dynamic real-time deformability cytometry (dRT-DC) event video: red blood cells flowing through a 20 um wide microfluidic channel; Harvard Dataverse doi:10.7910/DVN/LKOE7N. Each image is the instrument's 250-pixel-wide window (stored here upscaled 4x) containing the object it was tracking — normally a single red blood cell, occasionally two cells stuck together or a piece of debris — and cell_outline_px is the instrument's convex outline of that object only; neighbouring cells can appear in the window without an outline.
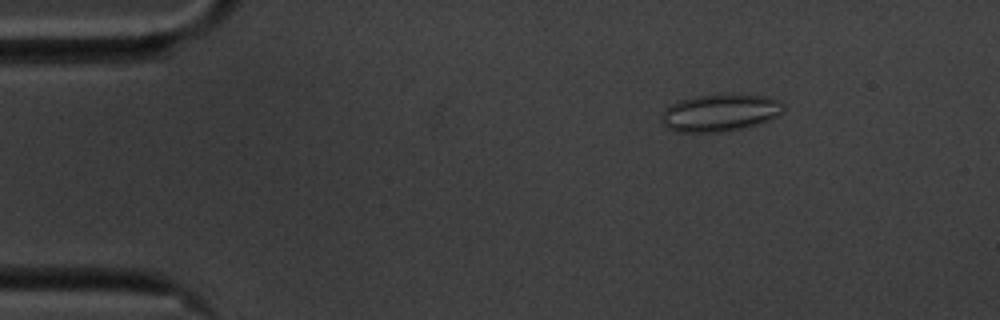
{"species": "common noctule bat (a hibernating species)", "species_latin": "Nyctalus noctula", "temperature_condition": "cold", "stored_images_in_passage": 51, "camera_frame_rate_fps": 3000, "um_per_image_px": 0.085, "animal": {"sex": "male", "body_mass_g": 20.1, "forearm_length_mm": 53.5}, "frame": {"image": 1, "passage_image": 2, "time_ms": 0.333, "image_size_px": [1000, 320], "cell_outline_px": [[784, 112], [768, 120], [756, 124], [740, 128], [720, 132], [676, 132], [668, 128], [660, 120], [664, 112], [672, 104], [680, 100], [696, 96], [724, 92], [768, 96], [780, 100], [784, 104]], "centroid_in_image_um": [61.24, 9.55], "position_along_channel_um": 23.8, "area_um2": 26.82}}
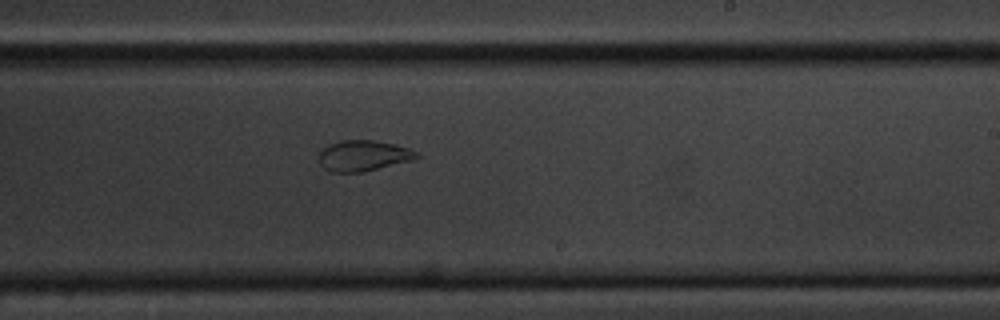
{"frame": {"image": 2, "passage_image": 28, "time_ms": 9.0, "image_size_px": [1000, 320], "cell_outline_px": [[420, 156], [412, 160], [364, 172], [332, 172], [324, 168], [320, 164], [320, 152], [328, 144], [340, 140], [372, 140], [396, 144], [420, 152]], "centroid_in_image_um": [30.91, 13.23], "position_along_channel_um": 258.1, "area_um2": 17.57}}
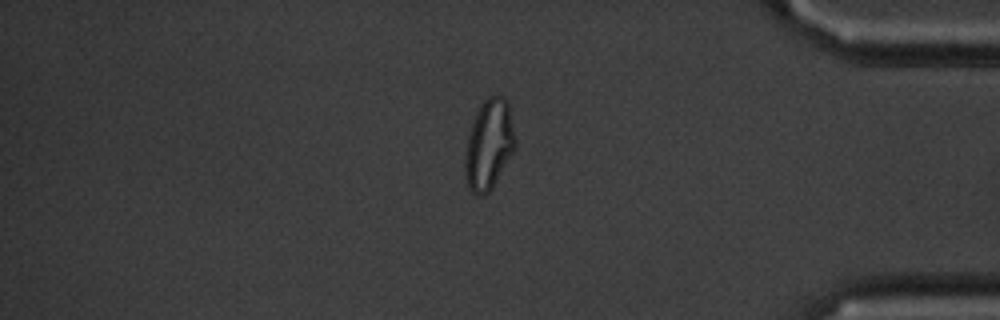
{"frame": {"image": 3, "passage_image": 42, "time_ms": 13.667, "image_size_px": [1000, 320], "cell_outline_px": [[516, 144], [512, 152], [492, 188], [488, 192], [480, 196], [476, 196], [468, 188], [464, 176], [464, 156], [468, 136], [476, 112], [484, 100], [488, 96], [504, 96], [508, 100], [516, 140]], "centroid_in_image_um": [41.54, 12.29], "position_along_channel_um": 393.7, "area_um2": 26.36}, "authors_computed_cell_mechanics": {"area_um2": 21.0392, "velocity_mm_per_s": 3.4789, "shape_relaxation_time_tau1_ms": null, "shape_relaxation_time_tau2_ms": 1.1024, "deformation_change_tau1": null, "deformation_change_tau2": 0.0711}}